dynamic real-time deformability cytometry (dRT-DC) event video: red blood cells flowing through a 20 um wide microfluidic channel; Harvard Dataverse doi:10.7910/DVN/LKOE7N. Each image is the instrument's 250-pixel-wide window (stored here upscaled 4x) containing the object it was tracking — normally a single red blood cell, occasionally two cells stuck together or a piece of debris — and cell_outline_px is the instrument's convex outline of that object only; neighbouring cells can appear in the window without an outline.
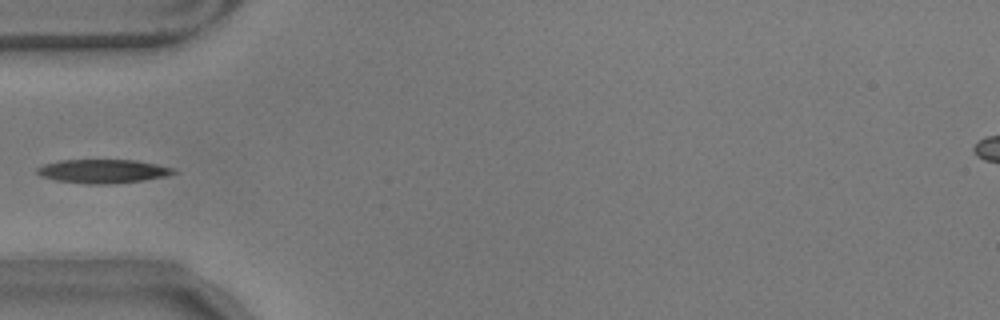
{"species": "common noctule bat (a hibernating species)", "species_latin": "Nyctalus noctula", "temperature_condition": "warm", "stored_images_in_passage": 40, "camera_frame_rate_fps": 3000, "um_per_image_px": 0.085, "animal": {"sex": "male", "body_mass_g": 17.9}, "frame": {"image": 1, "passage_image": 1, "time_ms": 0.0, "image_size_px": [1000, 320], "cell_outline_px": [[176, 172], [168, 176], [140, 180], [100, 184], [88, 184], [56, 180], [40, 176], [36, 172], [36, 168], [44, 164], [60, 160], [136, 160], [156, 164], [172, 168]], "centroid_in_image_um": [8.7, 14.54], "position_along_channel_um": 76.3, "area_um2": 18.61}}
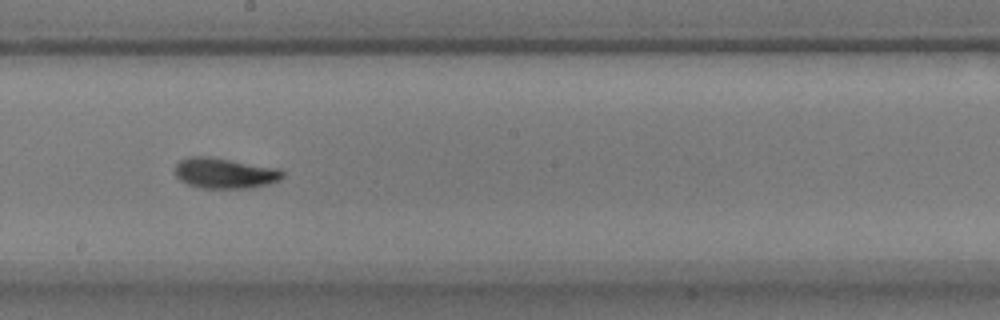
{"frame": {"image": 2, "passage_image": 14, "time_ms": 4.333, "image_size_px": [1000, 320], "cell_outline_px": [[284, 176], [280, 180], [268, 184], [248, 188], [200, 188], [188, 184], [180, 180], [176, 176], [176, 164], [180, 160], [188, 156], [208, 156], [280, 168], [284, 172]], "centroid_in_image_um": [19.12, 14.71], "position_along_channel_um": 229.1, "area_um2": 19.25}}
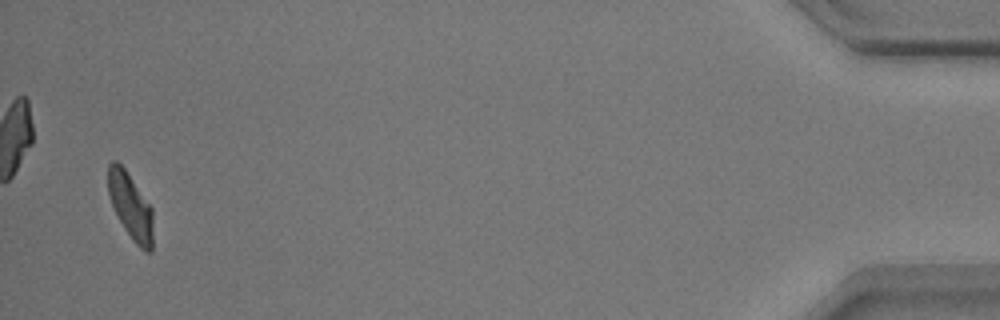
{"frame": {"image": 3, "passage_image": 38, "time_ms": 12.333, "image_size_px": [1000, 320], "cell_outline_px": [[152, 252], [144, 252], [132, 240], [124, 228], [108, 196], [108, 164], [112, 160], [116, 160], [124, 168], [152, 208]], "centroid_in_image_um": [11.09, 17.54], "position_along_channel_um": 424.1, "area_um2": 17.11}}